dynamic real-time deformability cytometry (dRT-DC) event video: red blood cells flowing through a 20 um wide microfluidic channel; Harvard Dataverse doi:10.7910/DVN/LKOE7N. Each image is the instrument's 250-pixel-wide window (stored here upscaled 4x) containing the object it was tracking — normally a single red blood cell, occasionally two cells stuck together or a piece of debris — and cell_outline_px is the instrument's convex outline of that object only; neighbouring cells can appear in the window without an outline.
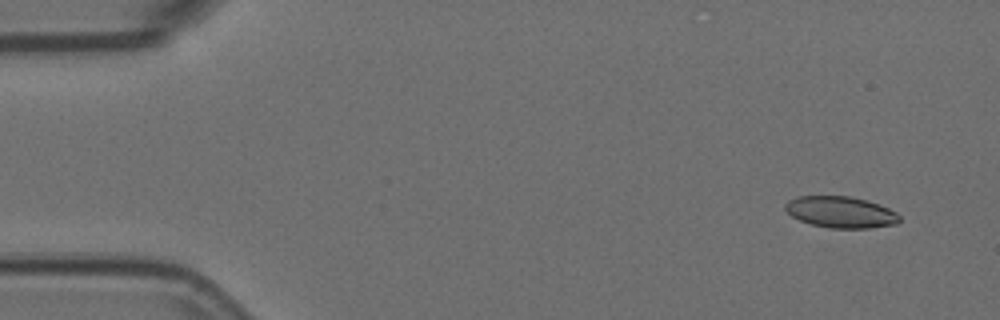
{"species": "Egyptian fruit bat (a non-hibernating species)", "species_latin": "Rousettus aegyptiacus", "temperature_condition": "room temperature", "stored_images_in_passage": 5, "camera_frame_rate_fps": 3000, "um_per_image_px": 0.085, "animal": {"sex": "female"}, "frame": {"image": 1, "passage_image": 2, "time_ms": 0.333, "image_size_px": [1000, 320], "cell_outline_px": [[900, 220], [896, 224], [868, 228], [832, 228], [812, 224], [800, 220], [792, 216], [784, 208], [784, 204], [788, 200], [796, 196], [852, 196], [868, 200], [880, 204], [896, 212], [900, 216]], "centroid_in_image_um": [71.47, 18.01], "position_along_channel_um": 13.5, "area_um2": 20.98}}
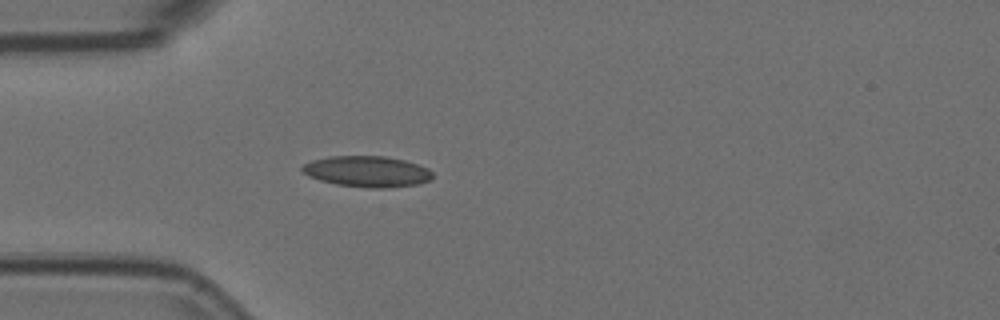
{"frame": {"image": 2, "passage_image": 5, "time_ms": 1.333, "image_size_px": [1000, 320], "cell_outline_px": [[432, 180], [420, 184], [388, 188], [368, 188], [336, 184], [320, 180], [308, 176], [300, 168], [304, 164], [312, 160], [328, 156], [384, 156], [404, 160], [428, 168], [432, 172]], "centroid_in_image_um": [31.22, 14.58], "position_along_channel_um": 53.8, "area_um2": 23.64}}